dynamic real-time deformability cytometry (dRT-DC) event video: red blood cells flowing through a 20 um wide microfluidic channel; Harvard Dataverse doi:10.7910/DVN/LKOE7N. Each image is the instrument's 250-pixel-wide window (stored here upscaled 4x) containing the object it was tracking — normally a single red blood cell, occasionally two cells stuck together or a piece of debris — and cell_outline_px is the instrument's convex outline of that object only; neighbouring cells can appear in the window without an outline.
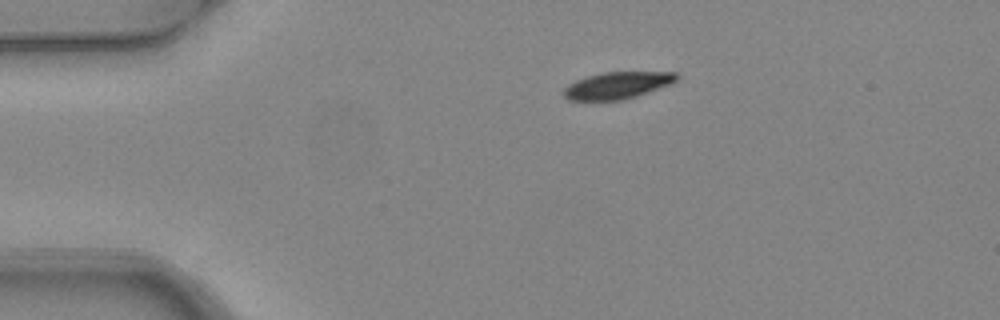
{"species": "common noctule bat (a hibernating species)", "species_latin": "Nyctalus noctula", "temperature_condition": "warm", "stored_images_in_passage": 3, "camera_frame_rate_fps": 3000, "um_per_image_px": 0.085, "animal": {"sex": "female", "body_mass_g": 24.6, "forearm_length_mm": 56.2}, "frame": {"image": 1, "passage_image": 1, "time_ms": 0.0, "image_size_px": [1000, 320], "cell_outline_px": [[680, 76], [676, 80], [668, 84], [636, 96], [620, 100], [568, 100], [564, 96], [564, 88], [568, 84], [584, 76], [600, 72], [676, 72]], "centroid_in_image_um": [52.42, 7.24], "position_along_channel_um": 32.6, "area_um2": 17.57}}
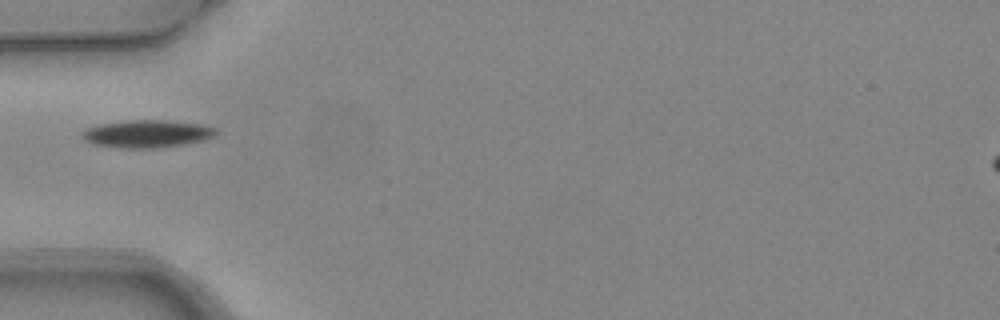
{"frame": {"image": 2, "passage_image": 3, "time_ms": 0.667, "image_size_px": [1000, 320], "cell_outline_px": [[220, 132], [204, 140], [184, 144], [160, 148], [120, 148], [92, 144], [84, 140], [80, 136], [80, 132], [96, 124], [128, 120], [164, 120], [204, 124], [216, 128]], "centroid_in_image_um": [12.48, 11.37], "position_along_channel_um": 72.5, "area_um2": 21.91}}